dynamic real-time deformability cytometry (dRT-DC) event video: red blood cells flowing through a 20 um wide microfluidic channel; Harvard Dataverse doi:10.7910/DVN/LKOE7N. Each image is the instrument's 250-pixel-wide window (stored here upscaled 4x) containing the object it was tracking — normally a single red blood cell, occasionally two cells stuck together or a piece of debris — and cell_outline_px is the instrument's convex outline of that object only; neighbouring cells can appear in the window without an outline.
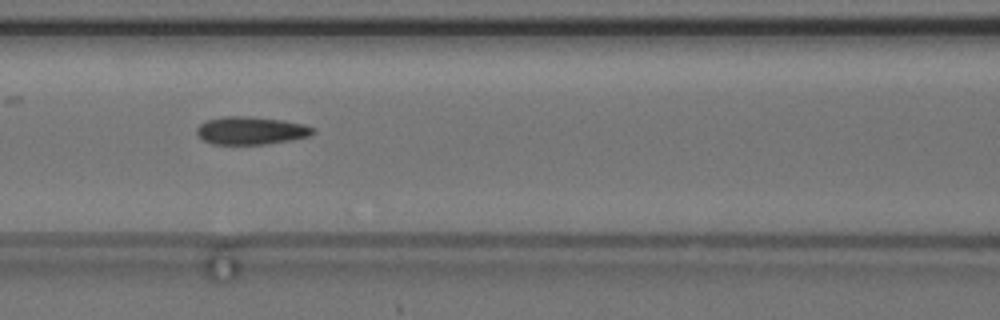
{"species": "common noctule bat (a hibernating species)", "species_latin": "Nyctalus noctula", "temperature_condition": "cold", "stored_images_in_passage": 4, "camera_frame_rate_fps": 3000, "um_per_image_px": 0.085, "animal": {"sex": "female", "body_mass_g": 24.6, "forearm_length_mm": 56.2}, "frame": {"image": 1, "passage_image": 3, "time_ms": 2.333, "image_size_px": [1000, 320], "cell_outline_px": [[316, 132], [308, 136], [292, 140], [264, 144], [212, 144], [204, 140], [196, 132], [196, 128], [200, 124], [208, 120], [224, 116], [244, 116], [284, 120], [304, 124], [316, 128]], "centroid_in_image_um": [21.37, 11.1], "position_along_channel_um": 145.2, "area_um2": 18.84}}